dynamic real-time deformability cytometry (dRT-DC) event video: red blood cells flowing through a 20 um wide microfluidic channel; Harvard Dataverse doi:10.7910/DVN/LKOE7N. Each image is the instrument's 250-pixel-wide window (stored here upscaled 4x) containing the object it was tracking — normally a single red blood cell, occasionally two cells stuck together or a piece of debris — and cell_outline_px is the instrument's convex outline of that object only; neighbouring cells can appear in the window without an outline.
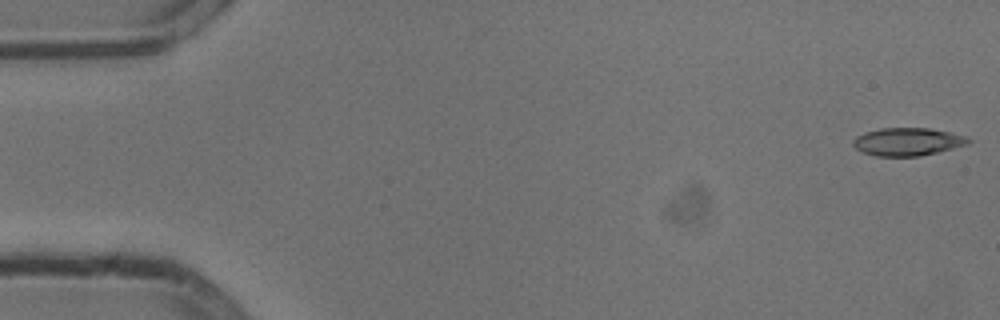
{"species": "common noctule bat (a hibernating species)", "species_latin": "Nyctalus noctula", "temperature_condition": "cold", "stored_images_in_passage": 54, "camera_frame_rate_fps": 3000, "um_per_image_px": 0.085, "animal": {"sex": "male", "body_mass_g": 13.3}, "frame": {"image": 1, "passage_image": 1, "time_ms": 0.0, "image_size_px": [1000, 320], "cell_outline_px": [[972, 140], [968, 144], [920, 156], [876, 156], [864, 152], [856, 148], [852, 144], [852, 140], [856, 136], [864, 132], [880, 128], [928, 128], [968, 136]], "centroid_in_image_um": [77.13, 12.04], "position_along_channel_um": 7.9, "area_um2": 18.67}}
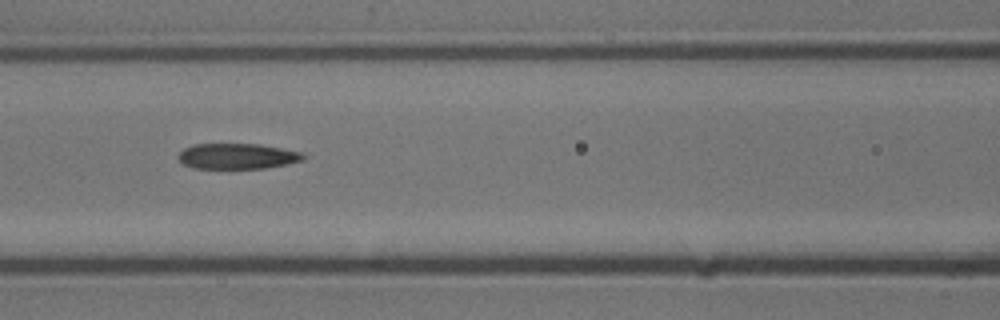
{"frame": {"image": 2, "passage_image": 23, "time_ms": 7.333, "image_size_px": [1000, 320], "cell_outline_px": [[308, 156], [304, 160], [264, 168], [192, 168], [184, 164], [176, 156], [184, 148], [192, 144], [260, 144], [304, 152]], "centroid_in_image_um": [20.19, 13.26], "position_along_channel_um": 146.4, "area_um2": 18.73}}
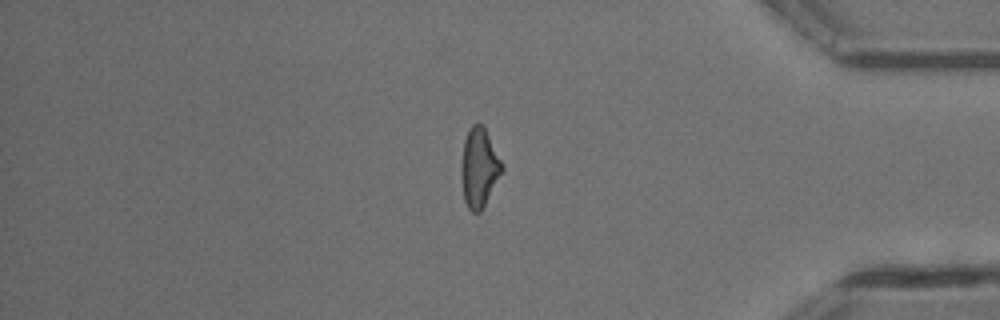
{"frame": {"image": 3, "passage_image": 45, "time_ms": 14.667, "image_size_px": [1000, 320], "cell_outline_px": [[504, 172], [480, 212], [472, 212], [468, 208], [464, 200], [460, 172], [460, 164], [464, 140], [472, 124], [480, 124], [484, 128], [504, 164]], "centroid_in_image_um": [40.74, 14.28], "position_along_channel_um": 394.5, "area_um2": 18.96}, "authors_computed_cell_mechanics": {"area_um2": 19.3341, "velocity_mm_per_s": 3.7972, "shape_relaxation_time_tau1_ms": 8.2815, "shape_relaxation_time_tau2_ms": 2.371, "deformation_change_tau1": 0.2249, "deformation_change_tau2": 0.1156}}